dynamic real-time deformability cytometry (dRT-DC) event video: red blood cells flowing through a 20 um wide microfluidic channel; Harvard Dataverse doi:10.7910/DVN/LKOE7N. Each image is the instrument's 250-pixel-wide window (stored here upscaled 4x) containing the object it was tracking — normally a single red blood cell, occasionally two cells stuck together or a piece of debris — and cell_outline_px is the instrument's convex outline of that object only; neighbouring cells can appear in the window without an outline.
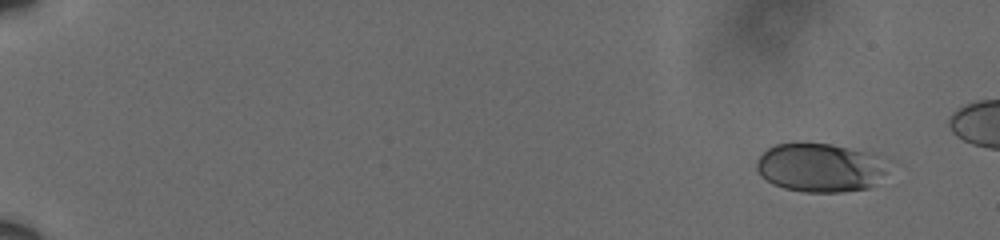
{"species": "human", "species_latin": "Homo sapiens", "temperature_condition": "cold", "stored_images_in_passage": 36, "camera_frame_rate_fps": 3000, "um_per_image_px": 0.085, "donor": {"sex": "male"}, "frame": {"image": 1, "passage_image": 1, "time_ms": 0.0, "image_size_px": [1000, 240], "cell_outline_px": [[896, 160], [876, 184], [868, 188], [844, 192], [804, 192], [784, 188], [772, 184], [760, 176], [756, 168], [756, 160], [768, 148], [776, 144], [796, 140], [832, 144]], "centroid_in_image_um": [69.76, 14.22], "position_along_channel_um": 15.2, "area_um2": 38.67}}
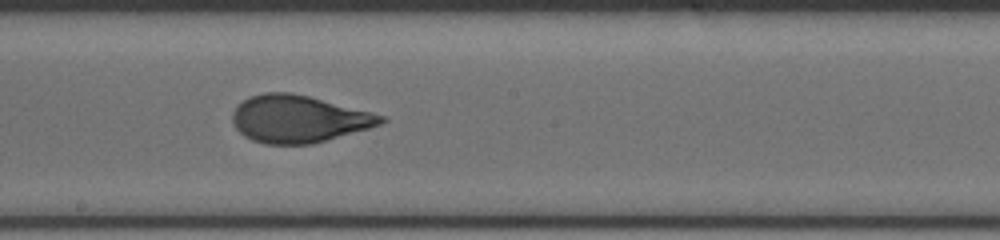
{"frame": {"image": 2, "passage_image": 19, "time_ms": 6.0, "image_size_px": [1000, 240], "cell_outline_px": [[388, 120], [380, 124], [368, 128], [312, 144], [264, 144], [252, 140], [244, 136], [236, 128], [232, 120], [232, 112], [236, 104], [248, 96], [264, 92], [288, 92], [308, 96], [372, 112], [384, 116]], "centroid_in_image_um": [25.33, 10.1], "position_along_channel_um": 222.9, "area_um2": 40.86}}
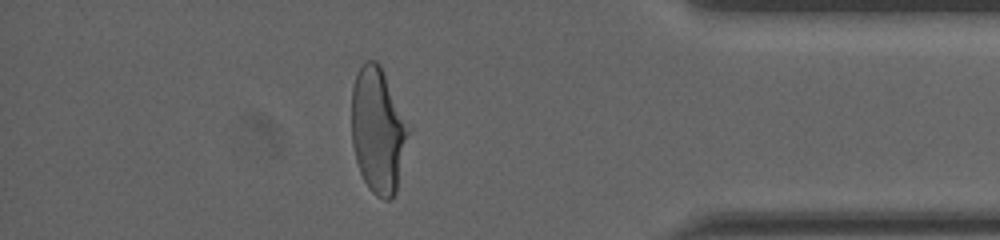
{"frame": {"image": 3, "passage_image": 31, "time_ms": 10.0, "image_size_px": [1000, 240], "cell_outline_px": [[412, 128], [396, 192], [392, 200], [384, 200], [376, 196], [368, 188], [360, 172], [356, 160], [352, 144], [352, 88], [356, 76], [364, 60], [376, 60], [380, 64]], "centroid_in_image_um": [32.17, 11.1], "position_along_channel_um": 403.0, "area_um2": 42.37}}